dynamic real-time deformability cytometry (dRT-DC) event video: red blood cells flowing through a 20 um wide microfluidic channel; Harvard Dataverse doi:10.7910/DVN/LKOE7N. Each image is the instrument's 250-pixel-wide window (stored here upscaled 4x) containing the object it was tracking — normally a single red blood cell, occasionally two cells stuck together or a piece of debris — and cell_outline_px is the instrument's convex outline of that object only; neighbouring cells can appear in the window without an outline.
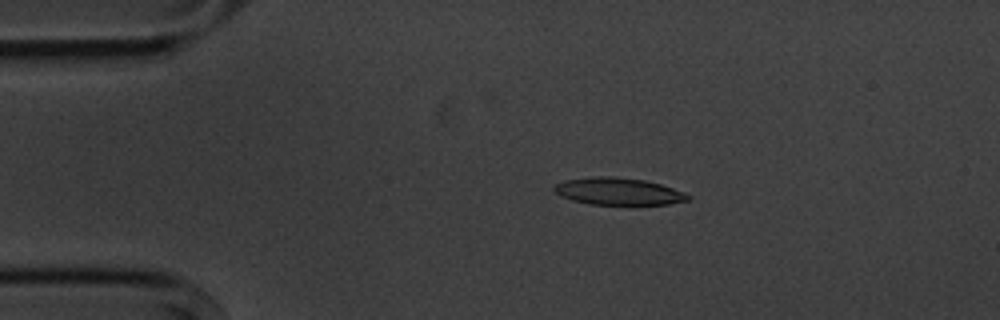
{"species": "common noctule bat (a hibernating species)", "species_latin": "Nyctalus noctula", "temperature_condition": "cold", "stored_images_in_passage": 4, "camera_frame_rate_fps": 3000, "um_per_image_px": 0.085, "animal": {"sex": "male", "body_mass_g": 20.1, "forearm_length_mm": 53.5}, "frame": {"image": 1, "passage_image": 2, "time_ms": 1.333, "image_size_px": [1000, 320], "cell_outline_px": [[692, 196], [688, 200], [668, 204], [632, 208], [588, 204], [572, 200], [560, 196], [552, 188], [556, 184], [564, 180], [592, 176], [612, 176], [644, 180], [660, 184], [684, 192]], "centroid_in_image_um": [52.58, 16.32], "position_along_channel_um": 32.4, "area_um2": 22.25}}
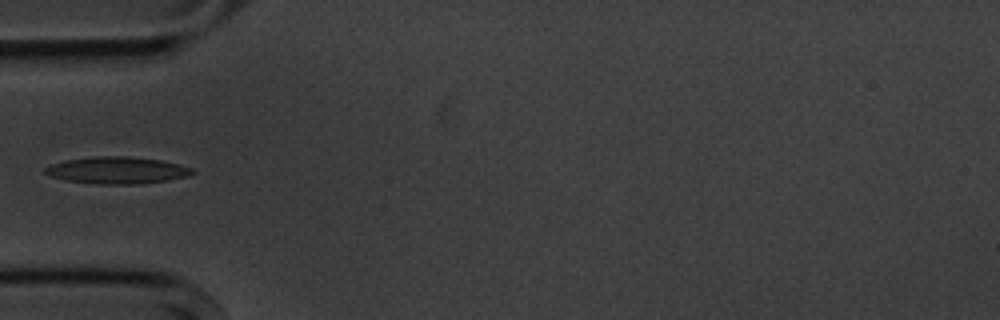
{"frame": {"image": 2, "passage_image": 4, "time_ms": 3.667, "image_size_px": [1000, 320], "cell_outline_px": [[196, 172], [188, 176], [168, 180], [136, 184], [96, 184], [64, 180], [48, 176], [44, 172], [44, 168], [48, 164], [64, 160], [92, 156], [132, 156], [160, 160], [180, 164], [192, 168]], "centroid_in_image_um": [9.9, 14.46], "position_along_channel_um": 75.1, "area_um2": 23.47}}